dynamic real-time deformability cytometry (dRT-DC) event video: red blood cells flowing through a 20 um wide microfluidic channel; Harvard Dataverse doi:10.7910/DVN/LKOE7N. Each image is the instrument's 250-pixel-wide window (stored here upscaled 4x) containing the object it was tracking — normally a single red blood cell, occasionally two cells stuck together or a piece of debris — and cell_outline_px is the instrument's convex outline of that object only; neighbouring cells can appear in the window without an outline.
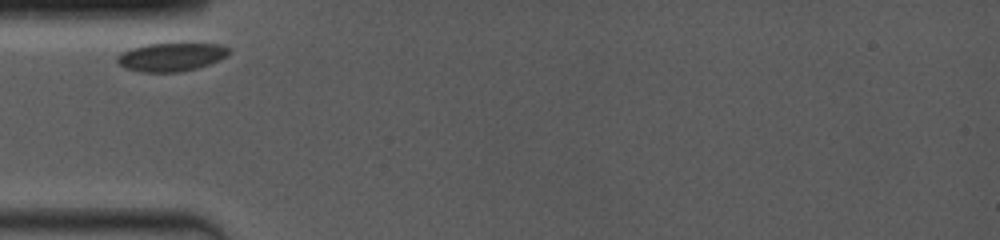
{"species": "common noctule bat (a hibernating species)", "species_latin": "Nyctalus noctula", "temperature_condition": "room temperature", "stored_images_in_passage": 7, "camera_frame_rate_fps": 4000, "um_per_image_px": 0.085, "animal": {"sex": "female", "body_mass_g": 19.0, "forearm_length_mm": 53.3}, "frame": {"image": 1, "passage_image": 1, "time_ms": 0.0, "image_size_px": [1000, 240], "cell_outline_px": [[228, 52], [220, 60], [196, 68], [176, 72], [140, 72], [124, 68], [116, 60], [116, 56], [120, 52], [132, 48], [148, 44], [216, 44], [228, 48]], "centroid_in_image_um": [14.47, 4.85], "position_along_channel_um": 70.5, "area_um2": 18.15}}
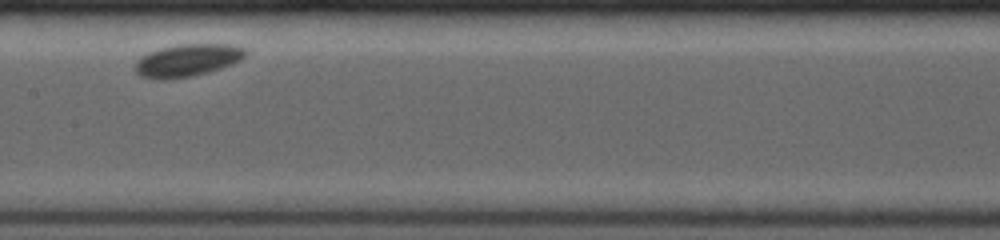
{"frame": {"image": 2, "passage_image": 4, "time_ms": 3.5, "image_size_px": [1000, 240], "cell_outline_px": [[248, 52], [240, 60], [232, 64], [208, 72], [192, 76], [168, 80], [152, 80], [140, 76], [136, 72], [132, 64], [140, 56], [148, 52], [160, 48], [180, 44], [232, 44], [244, 48]], "centroid_in_image_um": [15.86, 5.14], "position_along_channel_um": 191.5, "area_um2": 21.27}}
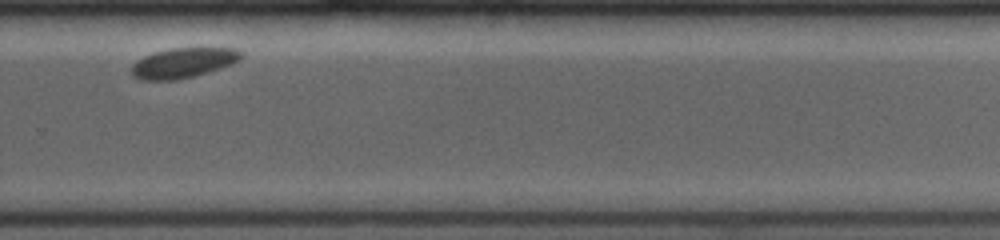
{"frame": {"image": 3, "passage_image": 7, "time_ms": 7.0, "image_size_px": [1000, 240], "cell_outline_px": [[244, 56], [240, 60], [232, 64], [220, 68], [192, 76], [176, 80], [140, 80], [132, 76], [132, 64], [136, 60], [144, 56], [156, 52], [172, 48], [236, 48], [244, 52]], "centroid_in_image_um": [15.59, 5.34], "position_along_channel_um": 314.2, "area_um2": 19.19}}